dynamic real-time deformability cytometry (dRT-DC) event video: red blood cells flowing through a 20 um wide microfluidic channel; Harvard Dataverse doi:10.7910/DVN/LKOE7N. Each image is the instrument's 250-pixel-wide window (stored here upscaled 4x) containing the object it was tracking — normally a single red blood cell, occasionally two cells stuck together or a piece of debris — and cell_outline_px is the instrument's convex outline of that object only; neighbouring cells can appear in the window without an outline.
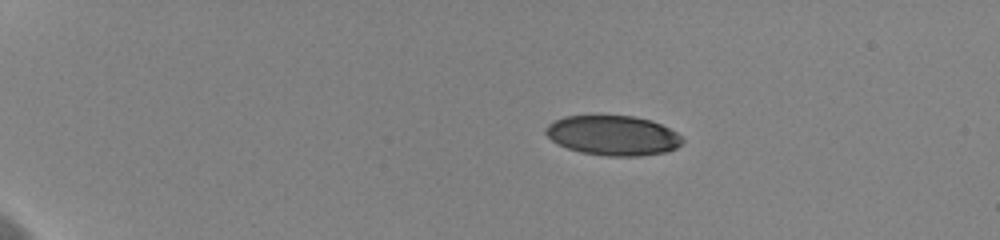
{"species": "human", "species_latin": "Homo sapiens", "temperature_condition": "cold", "stored_images_in_passage": 47, "camera_frame_rate_fps": 3000, "um_per_image_px": 0.085, "donor": {"sex": "female"}, "frame": {"image": 1, "passage_image": 1, "time_ms": 0.0, "image_size_px": [1000, 240], "cell_outline_px": [[684, 140], [676, 148], [668, 152], [640, 156], [608, 156], [580, 152], [556, 144], [544, 132], [544, 128], [548, 124], [564, 116], [632, 116], [652, 120], [676, 132]], "centroid_in_image_um": [52.09, 11.52], "position_along_channel_um": 32.9, "area_um2": 31.73}}
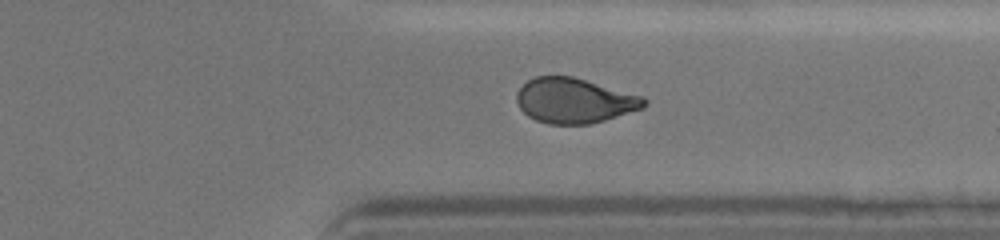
{"frame": {"image": 2, "passage_image": 36, "time_ms": 11.667, "image_size_px": [1000, 240], "cell_outline_px": [[648, 104], [644, 108], [604, 120], [588, 124], [548, 124], [536, 120], [528, 116], [520, 108], [516, 100], [516, 92], [528, 80], [536, 76], [572, 76], [644, 96], [648, 100]], "centroid_in_image_um": [48.84, 8.55], "position_along_channel_um": 362.6, "area_um2": 33.52}}
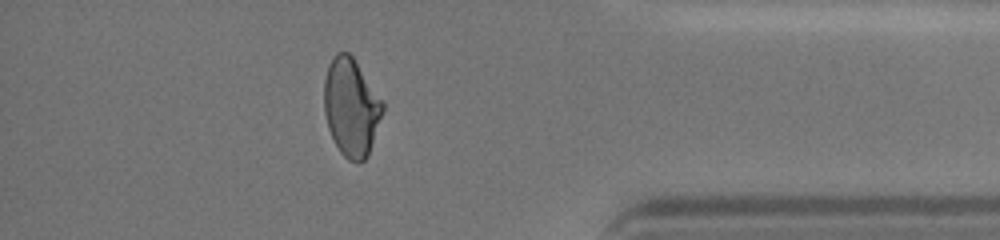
{"frame": {"image": 3, "passage_image": 41, "time_ms": 13.333, "image_size_px": [1000, 240], "cell_outline_px": [[384, 108], [368, 156], [360, 164], [356, 164], [348, 160], [340, 152], [328, 128], [324, 112], [324, 80], [328, 64], [336, 52], [348, 52], [352, 56], [384, 100]], "centroid_in_image_um": [29.85, 9.12], "position_along_channel_um": 405.3, "area_um2": 33.7}, "authors_computed_cell_mechanics": {"area_um2": 33.813, "velocity_mm_per_s": 3.6405, "shape_relaxation_time_tau1_ms": 8.6259, "shape_relaxation_time_tau2_ms": 1.7128, "deformation_change_tau1": 0.1753, "deformation_change_tau2": 0.0727}}